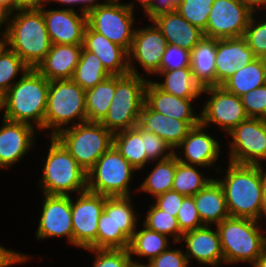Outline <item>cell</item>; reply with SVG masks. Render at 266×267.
<instances>
[{
	"label": "cell",
	"mask_w": 266,
	"mask_h": 267,
	"mask_svg": "<svg viewBox=\"0 0 266 267\" xmlns=\"http://www.w3.org/2000/svg\"><path fill=\"white\" fill-rule=\"evenodd\" d=\"M226 176L216 180L222 186L231 217L260 222L266 170L262 165L229 162Z\"/></svg>",
	"instance_id": "1"
},
{
	"label": "cell",
	"mask_w": 266,
	"mask_h": 267,
	"mask_svg": "<svg viewBox=\"0 0 266 267\" xmlns=\"http://www.w3.org/2000/svg\"><path fill=\"white\" fill-rule=\"evenodd\" d=\"M49 81L36 69L30 68L0 97L3 118L23 122L44 130Z\"/></svg>",
	"instance_id": "2"
},
{
	"label": "cell",
	"mask_w": 266,
	"mask_h": 267,
	"mask_svg": "<svg viewBox=\"0 0 266 267\" xmlns=\"http://www.w3.org/2000/svg\"><path fill=\"white\" fill-rule=\"evenodd\" d=\"M14 13L6 17L4 43L30 68L35 69L52 45L42 8L21 9Z\"/></svg>",
	"instance_id": "3"
},
{
	"label": "cell",
	"mask_w": 266,
	"mask_h": 267,
	"mask_svg": "<svg viewBox=\"0 0 266 267\" xmlns=\"http://www.w3.org/2000/svg\"><path fill=\"white\" fill-rule=\"evenodd\" d=\"M50 137L51 145L39 182L42 193L70 196L73 192L79 194L87 191V172L55 136Z\"/></svg>",
	"instance_id": "4"
},
{
	"label": "cell",
	"mask_w": 266,
	"mask_h": 267,
	"mask_svg": "<svg viewBox=\"0 0 266 267\" xmlns=\"http://www.w3.org/2000/svg\"><path fill=\"white\" fill-rule=\"evenodd\" d=\"M225 263L253 265L266 248V235L259 221L231 217L216 225Z\"/></svg>",
	"instance_id": "5"
},
{
	"label": "cell",
	"mask_w": 266,
	"mask_h": 267,
	"mask_svg": "<svg viewBox=\"0 0 266 267\" xmlns=\"http://www.w3.org/2000/svg\"><path fill=\"white\" fill-rule=\"evenodd\" d=\"M85 100L86 90L72 79L49 81L44 129H51L50 135L56 136L64 126L87 121Z\"/></svg>",
	"instance_id": "6"
},
{
	"label": "cell",
	"mask_w": 266,
	"mask_h": 267,
	"mask_svg": "<svg viewBox=\"0 0 266 267\" xmlns=\"http://www.w3.org/2000/svg\"><path fill=\"white\" fill-rule=\"evenodd\" d=\"M128 73L116 76V90L105 118L100 122L113 134L135 128L145 102V86L148 79Z\"/></svg>",
	"instance_id": "7"
},
{
	"label": "cell",
	"mask_w": 266,
	"mask_h": 267,
	"mask_svg": "<svg viewBox=\"0 0 266 267\" xmlns=\"http://www.w3.org/2000/svg\"><path fill=\"white\" fill-rule=\"evenodd\" d=\"M113 133L99 122L85 121L66 127L55 137L77 163L88 172L113 145Z\"/></svg>",
	"instance_id": "8"
},
{
	"label": "cell",
	"mask_w": 266,
	"mask_h": 267,
	"mask_svg": "<svg viewBox=\"0 0 266 267\" xmlns=\"http://www.w3.org/2000/svg\"><path fill=\"white\" fill-rule=\"evenodd\" d=\"M135 169L112 145L87 172V190L105 196H131Z\"/></svg>",
	"instance_id": "9"
},
{
	"label": "cell",
	"mask_w": 266,
	"mask_h": 267,
	"mask_svg": "<svg viewBox=\"0 0 266 267\" xmlns=\"http://www.w3.org/2000/svg\"><path fill=\"white\" fill-rule=\"evenodd\" d=\"M119 2L120 0H108L91 10L87 14V24L95 32L129 52L135 33V5L132 2Z\"/></svg>",
	"instance_id": "10"
},
{
	"label": "cell",
	"mask_w": 266,
	"mask_h": 267,
	"mask_svg": "<svg viewBox=\"0 0 266 267\" xmlns=\"http://www.w3.org/2000/svg\"><path fill=\"white\" fill-rule=\"evenodd\" d=\"M256 10L244 0H215L209 13L204 37H243Z\"/></svg>",
	"instance_id": "11"
},
{
	"label": "cell",
	"mask_w": 266,
	"mask_h": 267,
	"mask_svg": "<svg viewBox=\"0 0 266 267\" xmlns=\"http://www.w3.org/2000/svg\"><path fill=\"white\" fill-rule=\"evenodd\" d=\"M228 135L232 137L229 162L262 165L266 160V119L248 117Z\"/></svg>",
	"instance_id": "12"
},
{
	"label": "cell",
	"mask_w": 266,
	"mask_h": 267,
	"mask_svg": "<svg viewBox=\"0 0 266 267\" xmlns=\"http://www.w3.org/2000/svg\"><path fill=\"white\" fill-rule=\"evenodd\" d=\"M71 198L73 246L97 249L98 220L105 205V195L89 192Z\"/></svg>",
	"instance_id": "13"
},
{
	"label": "cell",
	"mask_w": 266,
	"mask_h": 267,
	"mask_svg": "<svg viewBox=\"0 0 266 267\" xmlns=\"http://www.w3.org/2000/svg\"><path fill=\"white\" fill-rule=\"evenodd\" d=\"M208 94L204 108L200 113V124L209 127L216 124L229 133L248 118L241 97L226 91L222 86H211L202 89V94Z\"/></svg>",
	"instance_id": "14"
},
{
	"label": "cell",
	"mask_w": 266,
	"mask_h": 267,
	"mask_svg": "<svg viewBox=\"0 0 266 267\" xmlns=\"http://www.w3.org/2000/svg\"><path fill=\"white\" fill-rule=\"evenodd\" d=\"M167 45V40L154 23L145 28L135 29L131 49L128 52L129 73L143 75L138 73L133 63L136 60L146 74L157 75Z\"/></svg>",
	"instance_id": "15"
},
{
	"label": "cell",
	"mask_w": 266,
	"mask_h": 267,
	"mask_svg": "<svg viewBox=\"0 0 266 267\" xmlns=\"http://www.w3.org/2000/svg\"><path fill=\"white\" fill-rule=\"evenodd\" d=\"M43 207L36 238L65 237L73 245L71 196L43 194Z\"/></svg>",
	"instance_id": "16"
},
{
	"label": "cell",
	"mask_w": 266,
	"mask_h": 267,
	"mask_svg": "<svg viewBox=\"0 0 266 267\" xmlns=\"http://www.w3.org/2000/svg\"><path fill=\"white\" fill-rule=\"evenodd\" d=\"M42 13L52 44L83 45L86 14H78L73 7L54 10L42 7Z\"/></svg>",
	"instance_id": "17"
},
{
	"label": "cell",
	"mask_w": 266,
	"mask_h": 267,
	"mask_svg": "<svg viewBox=\"0 0 266 267\" xmlns=\"http://www.w3.org/2000/svg\"><path fill=\"white\" fill-rule=\"evenodd\" d=\"M35 127L3 118L0 127V169H6L27 155L34 145Z\"/></svg>",
	"instance_id": "18"
},
{
	"label": "cell",
	"mask_w": 266,
	"mask_h": 267,
	"mask_svg": "<svg viewBox=\"0 0 266 267\" xmlns=\"http://www.w3.org/2000/svg\"><path fill=\"white\" fill-rule=\"evenodd\" d=\"M205 128L201 124L193 127L183 141L175 148V150H184L183 152L176 150V152L178 154L183 153L185 158L180 157L175 152L179 162L204 168L215 166V162L219 159L221 145L214 137L207 134L206 131L204 132Z\"/></svg>",
	"instance_id": "19"
},
{
	"label": "cell",
	"mask_w": 266,
	"mask_h": 267,
	"mask_svg": "<svg viewBox=\"0 0 266 267\" xmlns=\"http://www.w3.org/2000/svg\"><path fill=\"white\" fill-rule=\"evenodd\" d=\"M256 58L244 37L216 39V86Z\"/></svg>",
	"instance_id": "20"
},
{
	"label": "cell",
	"mask_w": 266,
	"mask_h": 267,
	"mask_svg": "<svg viewBox=\"0 0 266 267\" xmlns=\"http://www.w3.org/2000/svg\"><path fill=\"white\" fill-rule=\"evenodd\" d=\"M182 240L186 244L185 255L189 263L191 258H194L199 264L213 267H218L223 263L225 264L217 228L212 230L210 226L204 225L193 231L184 233L181 242Z\"/></svg>",
	"instance_id": "21"
},
{
	"label": "cell",
	"mask_w": 266,
	"mask_h": 267,
	"mask_svg": "<svg viewBox=\"0 0 266 267\" xmlns=\"http://www.w3.org/2000/svg\"><path fill=\"white\" fill-rule=\"evenodd\" d=\"M83 48L95 54L111 76H122L129 73L128 52L108 40L104 35L95 32L88 24L84 31Z\"/></svg>",
	"instance_id": "22"
},
{
	"label": "cell",
	"mask_w": 266,
	"mask_h": 267,
	"mask_svg": "<svg viewBox=\"0 0 266 267\" xmlns=\"http://www.w3.org/2000/svg\"><path fill=\"white\" fill-rule=\"evenodd\" d=\"M199 124L200 121H181L171 117L168 118L161 113L153 111L145 102L138 122V126L141 129L161 137L174 150L187 136L188 132Z\"/></svg>",
	"instance_id": "23"
},
{
	"label": "cell",
	"mask_w": 266,
	"mask_h": 267,
	"mask_svg": "<svg viewBox=\"0 0 266 267\" xmlns=\"http://www.w3.org/2000/svg\"><path fill=\"white\" fill-rule=\"evenodd\" d=\"M82 48V45L52 44L35 69L48 81L72 79Z\"/></svg>",
	"instance_id": "24"
},
{
	"label": "cell",
	"mask_w": 266,
	"mask_h": 267,
	"mask_svg": "<svg viewBox=\"0 0 266 267\" xmlns=\"http://www.w3.org/2000/svg\"><path fill=\"white\" fill-rule=\"evenodd\" d=\"M150 21L162 32L168 44L189 51L204 37L203 31L190 24L176 10L158 14Z\"/></svg>",
	"instance_id": "25"
},
{
	"label": "cell",
	"mask_w": 266,
	"mask_h": 267,
	"mask_svg": "<svg viewBox=\"0 0 266 267\" xmlns=\"http://www.w3.org/2000/svg\"><path fill=\"white\" fill-rule=\"evenodd\" d=\"M196 98H181L159 89L151 80L145 86V103L158 113L181 121H200L195 115L192 102Z\"/></svg>",
	"instance_id": "26"
},
{
	"label": "cell",
	"mask_w": 266,
	"mask_h": 267,
	"mask_svg": "<svg viewBox=\"0 0 266 267\" xmlns=\"http://www.w3.org/2000/svg\"><path fill=\"white\" fill-rule=\"evenodd\" d=\"M193 199L203 225H218L229 217L223 188L216 179L195 194Z\"/></svg>",
	"instance_id": "27"
},
{
	"label": "cell",
	"mask_w": 266,
	"mask_h": 267,
	"mask_svg": "<svg viewBox=\"0 0 266 267\" xmlns=\"http://www.w3.org/2000/svg\"><path fill=\"white\" fill-rule=\"evenodd\" d=\"M216 39L203 37L191 50V64L194 78L202 87L216 86Z\"/></svg>",
	"instance_id": "28"
},
{
	"label": "cell",
	"mask_w": 266,
	"mask_h": 267,
	"mask_svg": "<svg viewBox=\"0 0 266 267\" xmlns=\"http://www.w3.org/2000/svg\"><path fill=\"white\" fill-rule=\"evenodd\" d=\"M266 84V59L256 58L228 78L221 86L239 97Z\"/></svg>",
	"instance_id": "29"
},
{
	"label": "cell",
	"mask_w": 266,
	"mask_h": 267,
	"mask_svg": "<svg viewBox=\"0 0 266 267\" xmlns=\"http://www.w3.org/2000/svg\"><path fill=\"white\" fill-rule=\"evenodd\" d=\"M113 145L139 171L151 162L145 152L144 130L138 125L135 128L114 133Z\"/></svg>",
	"instance_id": "30"
},
{
	"label": "cell",
	"mask_w": 266,
	"mask_h": 267,
	"mask_svg": "<svg viewBox=\"0 0 266 267\" xmlns=\"http://www.w3.org/2000/svg\"><path fill=\"white\" fill-rule=\"evenodd\" d=\"M164 79L153 83L162 91L181 98H198L202 94V87L196 82L191 67L170 71H159L157 75Z\"/></svg>",
	"instance_id": "31"
},
{
	"label": "cell",
	"mask_w": 266,
	"mask_h": 267,
	"mask_svg": "<svg viewBox=\"0 0 266 267\" xmlns=\"http://www.w3.org/2000/svg\"><path fill=\"white\" fill-rule=\"evenodd\" d=\"M116 90V76H110L95 87L86 90L87 121L101 122L111 105Z\"/></svg>",
	"instance_id": "32"
},
{
	"label": "cell",
	"mask_w": 266,
	"mask_h": 267,
	"mask_svg": "<svg viewBox=\"0 0 266 267\" xmlns=\"http://www.w3.org/2000/svg\"><path fill=\"white\" fill-rule=\"evenodd\" d=\"M130 239L115 227L112 219V196H105V205L98 220L97 249H128Z\"/></svg>",
	"instance_id": "33"
},
{
	"label": "cell",
	"mask_w": 266,
	"mask_h": 267,
	"mask_svg": "<svg viewBox=\"0 0 266 267\" xmlns=\"http://www.w3.org/2000/svg\"><path fill=\"white\" fill-rule=\"evenodd\" d=\"M168 236L155 232L147 227L136 230L130 239L128 251L138 257H146L149 261L159 256L163 251L169 248Z\"/></svg>",
	"instance_id": "34"
},
{
	"label": "cell",
	"mask_w": 266,
	"mask_h": 267,
	"mask_svg": "<svg viewBox=\"0 0 266 267\" xmlns=\"http://www.w3.org/2000/svg\"><path fill=\"white\" fill-rule=\"evenodd\" d=\"M154 165L153 170H151L148 176L146 175L143 183L136 189L151 194L152 198L172 190L177 157L173 155L171 158L160 160Z\"/></svg>",
	"instance_id": "35"
},
{
	"label": "cell",
	"mask_w": 266,
	"mask_h": 267,
	"mask_svg": "<svg viewBox=\"0 0 266 267\" xmlns=\"http://www.w3.org/2000/svg\"><path fill=\"white\" fill-rule=\"evenodd\" d=\"M110 76L102 65L101 60L95 54L82 48L72 80L82 89L87 90L95 87Z\"/></svg>",
	"instance_id": "36"
},
{
	"label": "cell",
	"mask_w": 266,
	"mask_h": 267,
	"mask_svg": "<svg viewBox=\"0 0 266 267\" xmlns=\"http://www.w3.org/2000/svg\"><path fill=\"white\" fill-rule=\"evenodd\" d=\"M196 167L198 166L187 165L177 159L172 190L183 196H194L214 179L207 178V176L204 177V174L197 170Z\"/></svg>",
	"instance_id": "37"
},
{
	"label": "cell",
	"mask_w": 266,
	"mask_h": 267,
	"mask_svg": "<svg viewBox=\"0 0 266 267\" xmlns=\"http://www.w3.org/2000/svg\"><path fill=\"white\" fill-rule=\"evenodd\" d=\"M30 67L5 43L0 45V97L15 83L19 73L24 75ZM13 81V82H12Z\"/></svg>",
	"instance_id": "38"
},
{
	"label": "cell",
	"mask_w": 266,
	"mask_h": 267,
	"mask_svg": "<svg viewBox=\"0 0 266 267\" xmlns=\"http://www.w3.org/2000/svg\"><path fill=\"white\" fill-rule=\"evenodd\" d=\"M132 196H112V219L115 227L120 229L129 239L137 230V214L131 203ZM132 204V205H131Z\"/></svg>",
	"instance_id": "39"
},
{
	"label": "cell",
	"mask_w": 266,
	"mask_h": 267,
	"mask_svg": "<svg viewBox=\"0 0 266 267\" xmlns=\"http://www.w3.org/2000/svg\"><path fill=\"white\" fill-rule=\"evenodd\" d=\"M147 212L144 223H142L143 226L168 237L169 235L172 236L171 238L175 243L181 241L183 233L179 228L175 214H169L154 204H150Z\"/></svg>",
	"instance_id": "40"
},
{
	"label": "cell",
	"mask_w": 266,
	"mask_h": 267,
	"mask_svg": "<svg viewBox=\"0 0 266 267\" xmlns=\"http://www.w3.org/2000/svg\"><path fill=\"white\" fill-rule=\"evenodd\" d=\"M214 1L215 0H183L175 10L190 24L204 32Z\"/></svg>",
	"instance_id": "41"
},
{
	"label": "cell",
	"mask_w": 266,
	"mask_h": 267,
	"mask_svg": "<svg viewBox=\"0 0 266 267\" xmlns=\"http://www.w3.org/2000/svg\"><path fill=\"white\" fill-rule=\"evenodd\" d=\"M263 21V22H262ZM257 58L266 59V21L253 15L243 36Z\"/></svg>",
	"instance_id": "42"
},
{
	"label": "cell",
	"mask_w": 266,
	"mask_h": 267,
	"mask_svg": "<svg viewBox=\"0 0 266 267\" xmlns=\"http://www.w3.org/2000/svg\"><path fill=\"white\" fill-rule=\"evenodd\" d=\"M95 254L93 267H130L132 257L128 249H85Z\"/></svg>",
	"instance_id": "43"
},
{
	"label": "cell",
	"mask_w": 266,
	"mask_h": 267,
	"mask_svg": "<svg viewBox=\"0 0 266 267\" xmlns=\"http://www.w3.org/2000/svg\"><path fill=\"white\" fill-rule=\"evenodd\" d=\"M191 51L177 45L168 44L160 63V71H170L190 67Z\"/></svg>",
	"instance_id": "44"
},
{
	"label": "cell",
	"mask_w": 266,
	"mask_h": 267,
	"mask_svg": "<svg viewBox=\"0 0 266 267\" xmlns=\"http://www.w3.org/2000/svg\"><path fill=\"white\" fill-rule=\"evenodd\" d=\"M248 117L266 119V84L241 96Z\"/></svg>",
	"instance_id": "45"
},
{
	"label": "cell",
	"mask_w": 266,
	"mask_h": 267,
	"mask_svg": "<svg viewBox=\"0 0 266 267\" xmlns=\"http://www.w3.org/2000/svg\"><path fill=\"white\" fill-rule=\"evenodd\" d=\"M177 221L183 234L204 226L195 207L193 196H186L183 199L177 214Z\"/></svg>",
	"instance_id": "46"
},
{
	"label": "cell",
	"mask_w": 266,
	"mask_h": 267,
	"mask_svg": "<svg viewBox=\"0 0 266 267\" xmlns=\"http://www.w3.org/2000/svg\"><path fill=\"white\" fill-rule=\"evenodd\" d=\"M144 146L146 156L150 161H160L171 158L175 150L161 137L144 130Z\"/></svg>",
	"instance_id": "47"
},
{
	"label": "cell",
	"mask_w": 266,
	"mask_h": 267,
	"mask_svg": "<svg viewBox=\"0 0 266 267\" xmlns=\"http://www.w3.org/2000/svg\"><path fill=\"white\" fill-rule=\"evenodd\" d=\"M152 267H188L189 262L180 249H170L163 251L159 256L148 261Z\"/></svg>",
	"instance_id": "48"
},
{
	"label": "cell",
	"mask_w": 266,
	"mask_h": 267,
	"mask_svg": "<svg viewBox=\"0 0 266 267\" xmlns=\"http://www.w3.org/2000/svg\"><path fill=\"white\" fill-rule=\"evenodd\" d=\"M186 196L181 195L175 190H169L165 193H162L154 197L155 203H153L157 208L169 213L175 214L177 217L180 206L183 202V199Z\"/></svg>",
	"instance_id": "49"
},
{
	"label": "cell",
	"mask_w": 266,
	"mask_h": 267,
	"mask_svg": "<svg viewBox=\"0 0 266 267\" xmlns=\"http://www.w3.org/2000/svg\"><path fill=\"white\" fill-rule=\"evenodd\" d=\"M28 259H30L28 255L6 249L0 244V267H10L14 264H22L29 261Z\"/></svg>",
	"instance_id": "50"
},
{
	"label": "cell",
	"mask_w": 266,
	"mask_h": 267,
	"mask_svg": "<svg viewBox=\"0 0 266 267\" xmlns=\"http://www.w3.org/2000/svg\"><path fill=\"white\" fill-rule=\"evenodd\" d=\"M183 0H154L152 7L145 13L151 20L158 14L174 11Z\"/></svg>",
	"instance_id": "51"
},
{
	"label": "cell",
	"mask_w": 266,
	"mask_h": 267,
	"mask_svg": "<svg viewBox=\"0 0 266 267\" xmlns=\"http://www.w3.org/2000/svg\"><path fill=\"white\" fill-rule=\"evenodd\" d=\"M108 0H104L103 3L99 2L98 0H48V2H58V4L60 3L61 5H78L81 4L80 9L81 12L80 13H84V14H88L91 10H93L94 8L98 7L99 5H102L104 3H106ZM83 4V5H82Z\"/></svg>",
	"instance_id": "52"
},
{
	"label": "cell",
	"mask_w": 266,
	"mask_h": 267,
	"mask_svg": "<svg viewBox=\"0 0 266 267\" xmlns=\"http://www.w3.org/2000/svg\"><path fill=\"white\" fill-rule=\"evenodd\" d=\"M48 0H15V11L21 9H40Z\"/></svg>",
	"instance_id": "53"
},
{
	"label": "cell",
	"mask_w": 266,
	"mask_h": 267,
	"mask_svg": "<svg viewBox=\"0 0 266 267\" xmlns=\"http://www.w3.org/2000/svg\"><path fill=\"white\" fill-rule=\"evenodd\" d=\"M0 8L7 15L15 12V0H0Z\"/></svg>",
	"instance_id": "54"
},
{
	"label": "cell",
	"mask_w": 266,
	"mask_h": 267,
	"mask_svg": "<svg viewBox=\"0 0 266 267\" xmlns=\"http://www.w3.org/2000/svg\"><path fill=\"white\" fill-rule=\"evenodd\" d=\"M245 2H247L249 5H251L256 11H258V9L261 7L264 8V6L266 5V0H244Z\"/></svg>",
	"instance_id": "55"
},
{
	"label": "cell",
	"mask_w": 266,
	"mask_h": 267,
	"mask_svg": "<svg viewBox=\"0 0 266 267\" xmlns=\"http://www.w3.org/2000/svg\"><path fill=\"white\" fill-rule=\"evenodd\" d=\"M252 267H266V248L263 250L262 254L259 256L257 261L252 265Z\"/></svg>",
	"instance_id": "56"
},
{
	"label": "cell",
	"mask_w": 266,
	"mask_h": 267,
	"mask_svg": "<svg viewBox=\"0 0 266 267\" xmlns=\"http://www.w3.org/2000/svg\"><path fill=\"white\" fill-rule=\"evenodd\" d=\"M264 216L266 217V175H265V182H264L263 203H262L261 214H260V222L264 219Z\"/></svg>",
	"instance_id": "57"
},
{
	"label": "cell",
	"mask_w": 266,
	"mask_h": 267,
	"mask_svg": "<svg viewBox=\"0 0 266 267\" xmlns=\"http://www.w3.org/2000/svg\"><path fill=\"white\" fill-rule=\"evenodd\" d=\"M142 8L144 9V13H146L154 4V0H137Z\"/></svg>",
	"instance_id": "58"
},
{
	"label": "cell",
	"mask_w": 266,
	"mask_h": 267,
	"mask_svg": "<svg viewBox=\"0 0 266 267\" xmlns=\"http://www.w3.org/2000/svg\"><path fill=\"white\" fill-rule=\"evenodd\" d=\"M6 17L7 14L0 8V29H2L3 25H6Z\"/></svg>",
	"instance_id": "59"
},
{
	"label": "cell",
	"mask_w": 266,
	"mask_h": 267,
	"mask_svg": "<svg viewBox=\"0 0 266 267\" xmlns=\"http://www.w3.org/2000/svg\"><path fill=\"white\" fill-rule=\"evenodd\" d=\"M130 267H152L150 264H149V262L147 263V264H145V263H139V261L138 262H136L135 260L133 261V259H132V262H131V266Z\"/></svg>",
	"instance_id": "60"
},
{
	"label": "cell",
	"mask_w": 266,
	"mask_h": 267,
	"mask_svg": "<svg viewBox=\"0 0 266 267\" xmlns=\"http://www.w3.org/2000/svg\"><path fill=\"white\" fill-rule=\"evenodd\" d=\"M0 34H2V35H0V45H1L4 43V31H3V29H2V31H0Z\"/></svg>",
	"instance_id": "61"
}]
</instances>
